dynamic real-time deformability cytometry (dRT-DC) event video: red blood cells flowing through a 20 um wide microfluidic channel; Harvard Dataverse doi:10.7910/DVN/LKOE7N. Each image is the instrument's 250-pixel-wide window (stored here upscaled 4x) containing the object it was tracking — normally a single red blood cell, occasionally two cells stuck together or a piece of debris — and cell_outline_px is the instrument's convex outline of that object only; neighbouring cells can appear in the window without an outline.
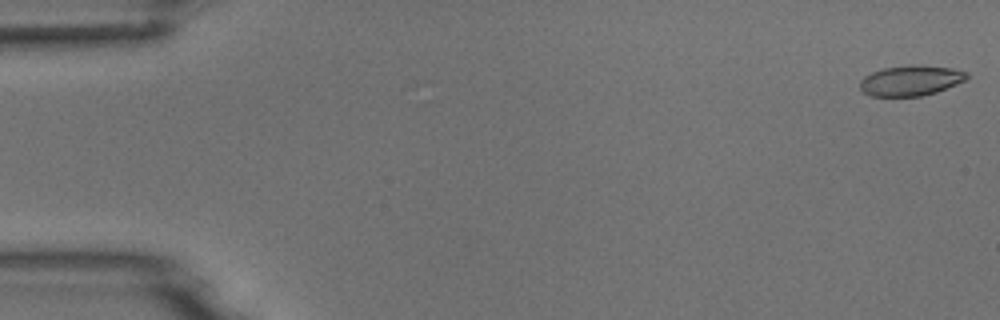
{"species": "common noctule bat (a hibernating species)", "species_latin": "Nyctalus noctula", "temperature_condition": "room temperature", "stored_images_in_passage": 5, "camera_frame_rate_fps": 3000, "um_per_image_px": 0.085, "animal": {"sex": "male", "body_mass_g": 18.8}, "frame": {"image": 1, "passage_image": 1, "time_ms": 0.0, "image_size_px": [1000, 320], "cell_outline_px": [[968, 76], [964, 80], [956, 84], [936, 92], [920, 96], [872, 96], [864, 92], [860, 88], [860, 80], [864, 76], [872, 72], [884, 68], [908, 64], [920, 64], [952, 68], [968, 72]], "centroid_in_image_um": [77.41, 6.83], "position_along_channel_um": 7.6, "area_um2": 18.96}}
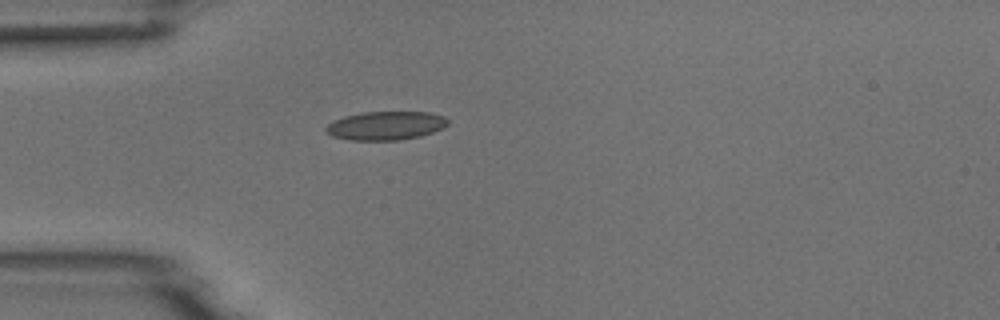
{"frame": {"image": 2, "passage_image": 5, "time_ms": 4.667, "image_size_px": [1000, 320], "cell_outline_px": [[448, 124], [444, 128], [420, 136], [400, 140], [352, 140], [332, 136], [324, 128], [332, 120], [344, 116], [364, 112], [428, 112], [444, 116], [448, 120]], "centroid_in_image_um": [32.79, 10.67], "position_along_channel_um": 52.2, "area_um2": 20.35}}